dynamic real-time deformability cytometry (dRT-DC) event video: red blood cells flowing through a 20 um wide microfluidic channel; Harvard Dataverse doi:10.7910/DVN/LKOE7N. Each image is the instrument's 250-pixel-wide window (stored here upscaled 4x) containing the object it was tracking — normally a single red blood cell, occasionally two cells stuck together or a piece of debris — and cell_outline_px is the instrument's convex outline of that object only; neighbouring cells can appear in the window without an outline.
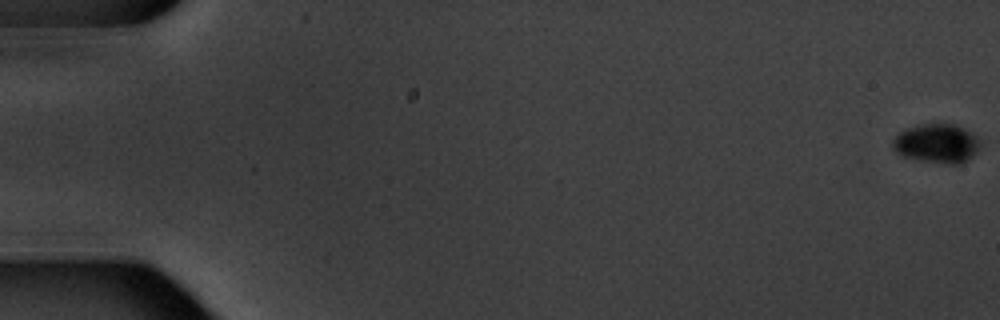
{"species": "common noctule bat (a hibernating species)", "species_latin": "Nyctalus noctula", "temperature_condition": "warm", "stored_images_in_passage": 16, "camera_frame_rate_fps": 3000, "um_per_image_px": 0.085, "animal": {"sex": "male", "body_mass_g": 20.1, "forearm_length_mm": 53.5}, "frame": {"image": 1, "passage_image": 1, "time_ms": 0.0, "image_size_px": [1000, 320], "cell_outline_px": [[980, 144], [976, 152], [968, 160], [960, 164], [948, 164], [920, 160], [904, 156], [896, 152], [892, 148], [892, 140], [904, 128], [920, 124], [952, 124], [964, 128], [976, 136], [980, 140]], "centroid_in_image_um": [79.61, 12.19], "position_along_channel_um": 5.4, "area_um2": 19.94}}
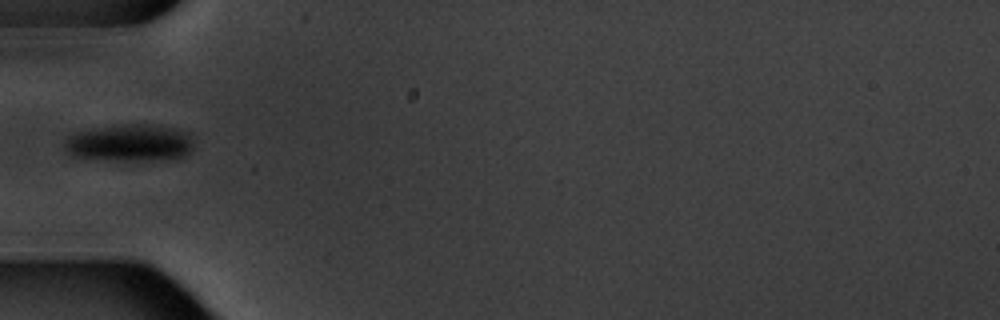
{"frame": {"image": 2, "passage_image": 6, "time_ms": 7.0, "image_size_px": [1000, 320], "cell_outline_px": [[192, 148], [184, 156], [148, 160], [124, 160], [72, 156], [64, 148], [64, 140], [76, 132], [92, 128], [124, 124], [152, 124], [176, 128], [192, 132]], "centroid_in_image_um": [11.05, 12.11], "position_along_channel_um": 73.9, "area_um2": 27.86}}
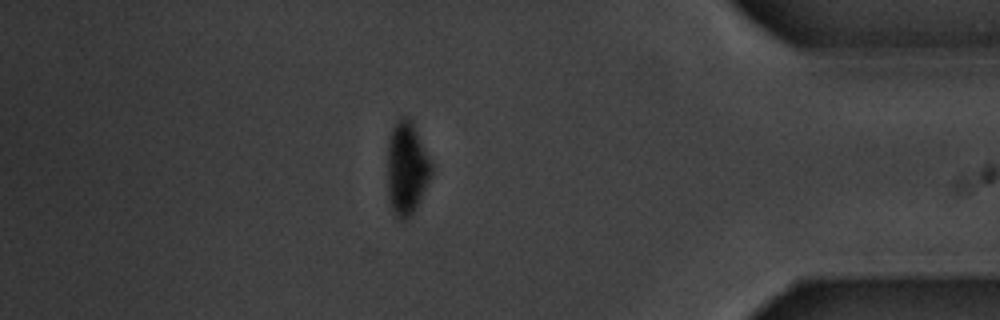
{"frame": {"image": 3, "passage_image": 15, "time_ms": 17.333, "image_size_px": [1000, 320], "cell_outline_px": [[432, 176], [412, 212], [408, 216], [400, 220], [396, 216], [392, 208], [388, 196], [388, 140], [392, 128], [396, 120], [400, 116], [408, 116], [412, 120], [416, 128], [432, 164]], "centroid_in_image_um": [34.57, 14.22], "position_along_channel_um": 400.6, "area_um2": 23.64}, "authors_computed_cell_mechanics": {"area_um2": 25.1141, "velocity_mm_per_s": 3.473, "shape_relaxation_time_tau1_ms": 3.0969, "shape_relaxation_time_tau2_ms": null, "deformation_change_tau1": 0.085, "deformation_change_tau2": null}}